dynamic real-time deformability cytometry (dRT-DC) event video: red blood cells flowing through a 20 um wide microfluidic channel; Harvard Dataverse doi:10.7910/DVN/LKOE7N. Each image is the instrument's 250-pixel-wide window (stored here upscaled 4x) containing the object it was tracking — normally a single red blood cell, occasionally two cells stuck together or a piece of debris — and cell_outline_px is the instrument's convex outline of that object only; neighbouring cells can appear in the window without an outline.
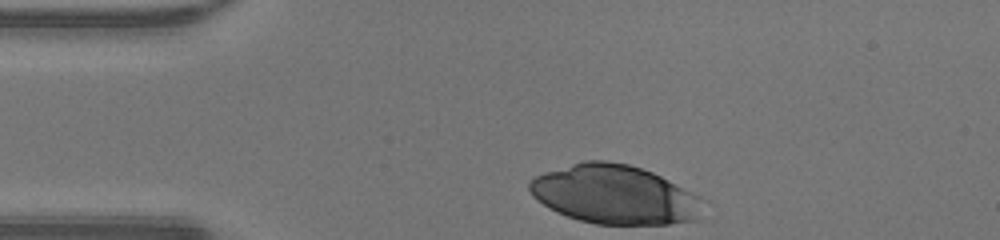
{"species": "human", "species_latin": "Homo sapiens", "temperature_condition": "warm", "stored_images_in_passage": 29, "camera_frame_rate_fps": 3000, "um_per_image_px": 0.085, "donor": {"sex": "male"}, "frame": {"image": 1, "passage_image": 1, "time_ms": 0.0, "image_size_px": [1000, 240], "cell_outline_px": [[700, 196], [696, 220], [668, 224], [596, 224], [580, 220], [556, 212], [548, 208], [532, 196], [528, 188], [528, 184], [536, 176], [544, 172], [584, 160], [608, 160], [628, 164], [652, 172]], "centroid_in_image_um": [52.17, 16.53], "position_along_channel_um": 32.8, "area_um2": 59.07}}